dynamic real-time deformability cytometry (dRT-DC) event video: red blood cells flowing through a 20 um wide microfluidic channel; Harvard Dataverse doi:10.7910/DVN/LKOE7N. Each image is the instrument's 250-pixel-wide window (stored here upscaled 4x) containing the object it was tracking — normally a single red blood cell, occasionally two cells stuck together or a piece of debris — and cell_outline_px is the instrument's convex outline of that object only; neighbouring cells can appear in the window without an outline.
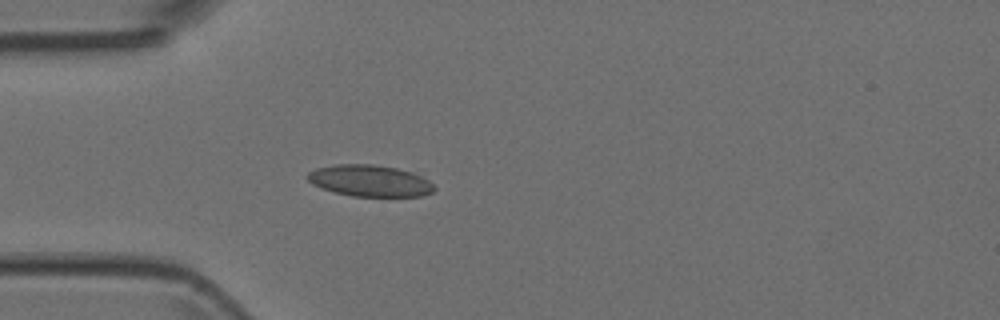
{"species": "Egyptian fruit bat (a non-hibernating species)", "species_latin": "Rousettus aegyptiacus", "temperature_condition": "room temperature", "stored_images_in_passage": 5, "camera_frame_rate_fps": 3000, "um_per_image_px": 0.085, "animal": {"sex": "female"}, "frame": {"image": 1, "passage_image": 5, "time_ms": 1.333, "image_size_px": [1000, 320], "cell_outline_px": [[436, 188], [432, 192], [420, 196], [352, 196], [320, 188], [312, 184], [304, 176], [308, 172], [316, 168], [336, 164], [372, 164], [396, 168], [412, 172], [428, 180]], "centroid_in_image_um": [31.39, 15.36], "position_along_channel_um": 53.6, "area_um2": 23.24}}